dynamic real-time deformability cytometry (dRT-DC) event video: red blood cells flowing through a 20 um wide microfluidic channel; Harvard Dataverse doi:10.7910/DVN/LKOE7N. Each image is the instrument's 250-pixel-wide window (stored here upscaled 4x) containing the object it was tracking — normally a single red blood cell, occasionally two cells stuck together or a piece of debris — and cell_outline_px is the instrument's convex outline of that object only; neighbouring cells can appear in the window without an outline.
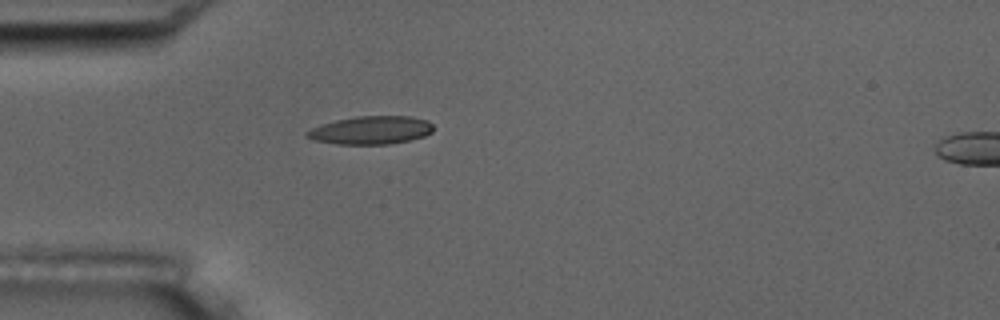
{"species": "common noctule bat (a hibernating species)", "species_latin": "Nyctalus noctula", "temperature_condition": "room temperature", "stored_images_in_passage": 2, "segment_of_instrument_passage": [1, 2], "camera_frame_rate_fps": 3000, "um_per_image_px": 0.085, "animal": {"sex": "male", "body_mass_g": 17.5, "forearm_length_mm": 52.3}, "frame": {"image": 1, "passage_image": 1, "time_ms": 0.0, "image_size_px": [1000, 320], "cell_outline_px": [[432, 132], [424, 136], [408, 140], [388, 144], [336, 144], [312, 140], [304, 136], [304, 132], [312, 128], [336, 120], [356, 116], [412, 116], [428, 120], [432, 124]], "centroid_in_image_um": [31.51, 11.06], "position_along_channel_um": 53.5, "area_um2": 20.75}}